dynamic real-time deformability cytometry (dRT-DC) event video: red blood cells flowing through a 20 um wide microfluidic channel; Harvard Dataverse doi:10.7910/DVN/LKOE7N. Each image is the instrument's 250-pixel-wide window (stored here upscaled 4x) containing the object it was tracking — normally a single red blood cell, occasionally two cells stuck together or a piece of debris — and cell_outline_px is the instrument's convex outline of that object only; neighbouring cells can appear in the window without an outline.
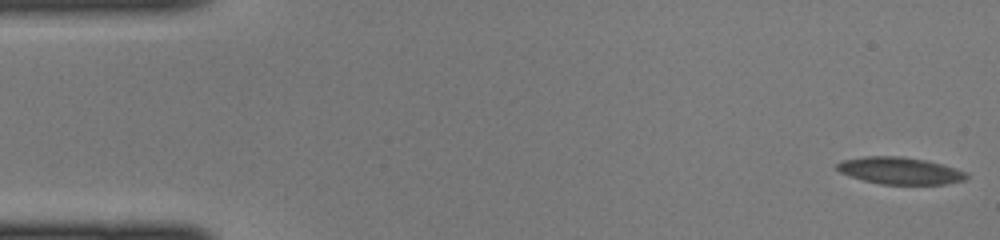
{"species": "common noctule bat (a hibernating species)", "species_latin": "Nyctalus noctula", "temperature_condition": "cold", "stored_images_in_passage": 46, "camera_frame_rate_fps": 3000, "um_per_image_px": 0.085, "animal": {"sex": "female", "body_mass_g": 22.0, "forearm_length_mm": 56.7}, "frame": {"image": 1, "passage_image": 1, "time_ms": 0.0, "image_size_px": [1000, 240], "cell_outline_px": [[968, 176], [964, 180], [944, 184], [880, 184], [864, 180], [840, 172], [836, 168], [836, 164], [844, 160], [864, 156], [904, 156], [924, 160], [956, 168], [968, 172]], "centroid_in_image_um": [76.51, 14.5], "position_along_channel_um": 8.5, "area_um2": 20.23}}
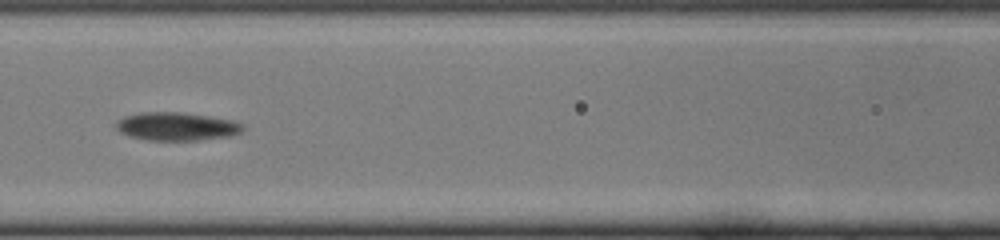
{"frame": {"image": 2, "passage_image": 20, "time_ms": 6.333, "image_size_px": [1000, 240], "cell_outline_px": [[244, 128], [240, 132], [232, 136], [196, 140], [148, 140], [128, 136], [120, 132], [116, 128], [116, 124], [124, 116], [140, 112], [184, 112], [232, 120], [244, 124]], "centroid_in_image_um": [15.02, 10.74], "position_along_channel_um": 151.6, "area_um2": 20.87}}
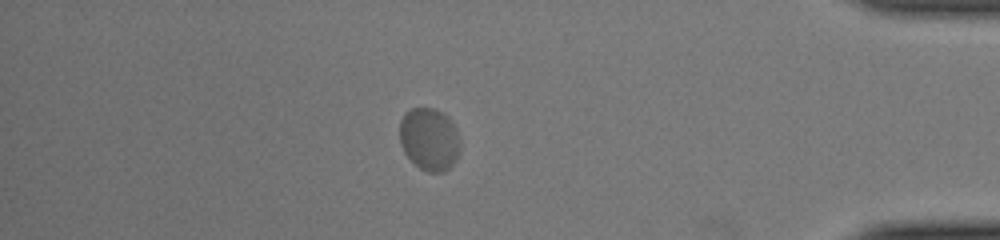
{"frame": {"image": 3, "passage_image": 40, "time_ms": 13.0, "image_size_px": [1000, 240], "cell_outline_px": [[460, 152], [456, 160], [444, 172], [428, 172], [420, 168], [404, 152], [400, 144], [400, 120], [412, 108], [436, 108], [448, 116], [452, 120], [456, 128], [460, 140]], "centroid_in_image_um": [36.53, 11.82], "position_along_channel_um": 398.7, "area_um2": 22.2}}